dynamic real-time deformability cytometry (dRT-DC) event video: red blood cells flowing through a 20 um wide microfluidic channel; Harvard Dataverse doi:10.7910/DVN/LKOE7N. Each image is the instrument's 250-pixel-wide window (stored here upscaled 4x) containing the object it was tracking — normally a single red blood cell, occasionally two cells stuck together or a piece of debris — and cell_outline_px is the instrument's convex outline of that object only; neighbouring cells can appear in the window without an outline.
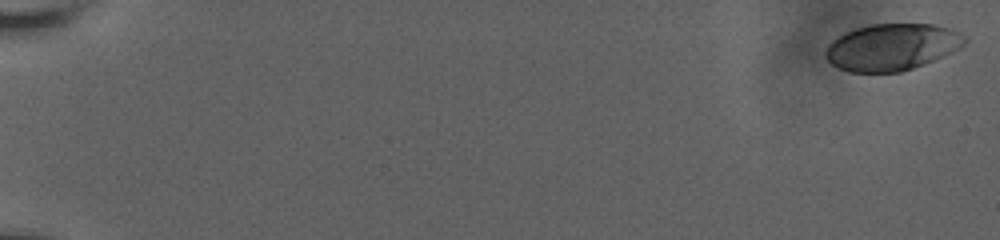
{"species": "human", "species_latin": "Homo sapiens", "temperature_condition": "room temperature", "stored_images_in_passage": 30, "camera_frame_rate_fps": 3000, "um_per_image_px": 0.085, "donor": {"sex": "male"}, "frame": {"image": 1, "passage_image": 1, "time_ms": 0.0, "image_size_px": [1000, 240], "cell_outline_px": [[968, 40], [964, 44], [952, 52], [924, 64], [900, 72], [848, 72], [832, 64], [824, 56], [824, 52], [828, 44], [832, 40], [856, 28], [872, 24], [936, 24], [960, 32]], "centroid_in_image_um": [75.81, 4.0], "position_along_channel_um": 9.2, "area_um2": 37.74}}
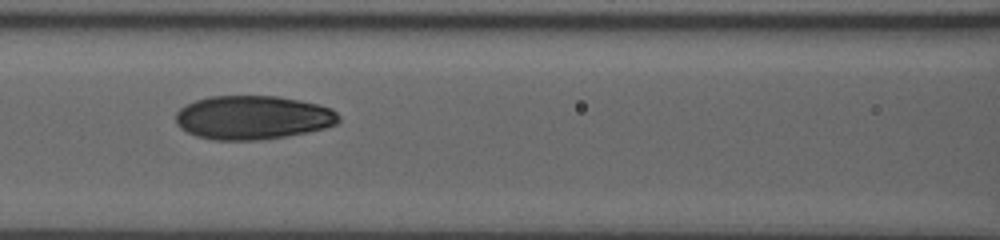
{"frame": {"image": 2, "passage_image": 26, "time_ms": 9.667, "image_size_px": [1000, 240], "cell_outline_px": [[340, 120], [336, 124], [324, 128], [308, 132], [260, 140], [212, 140], [196, 136], [180, 128], [176, 124], [176, 112], [184, 104], [208, 96], [280, 96], [300, 100], [332, 108], [340, 116]], "centroid_in_image_um": [21.47, 9.98], "position_along_channel_um": 145.1, "area_um2": 41.85}}
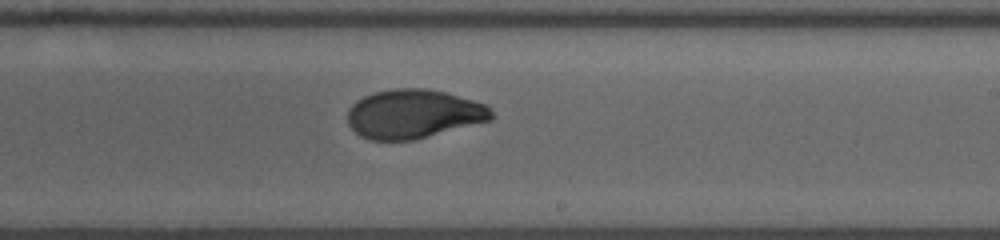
{"frame": {"image": 3, "passage_image": 30, "time_ms": 12.667, "image_size_px": [1000, 240], "cell_outline_px": [[492, 120], [412, 140], [368, 140], [360, 136], [348, 124], [348, 108], [356, 100], [372, 92], [396, 88], [424, 88], [448, 92], [484, 104], [492, 112]], "centroid_in_image_um": [35.12, 9.67], "position_along_channel_um": 253.9, "area_um2": 41.04}}